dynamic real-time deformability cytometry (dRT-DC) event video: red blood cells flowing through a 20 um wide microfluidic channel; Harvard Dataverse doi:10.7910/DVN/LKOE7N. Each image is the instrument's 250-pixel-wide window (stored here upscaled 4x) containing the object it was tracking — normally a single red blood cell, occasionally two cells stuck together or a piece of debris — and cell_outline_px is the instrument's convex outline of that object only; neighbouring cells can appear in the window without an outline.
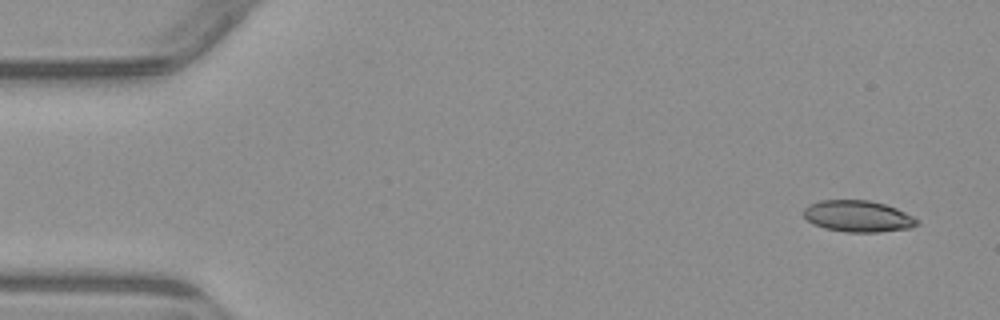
{"species": "common noctule bat (a hibernating species)", "species_latin": "Nyctalus noctula", "temperature_condition": "warm", "stored_images_in_passage": 5, "camera_frame_rate_fps": 3000, "um_per_image_px": 0.085, "animal": {"sex": "male", "body_mass_g": 23.1, "forearm_length_mm": 52.7}, "frame": {"image": 1, "passage_image": 1, "time_ms": 0.0, "image_size_px": [1000, 320], "cell_outline_px": [[920, 224], [912, 228], [876, 232], [844, 232], [824, 228], [812, 224], [804, 216], [804, 208], [808, 204], [820, 200], [868, 200], [884, 204], [896, 208], [920, 220]], "centroid_in_image_um": [72.93, 18.38], "position_along_channel_um": 12.1, "area_um2": 20.92}}
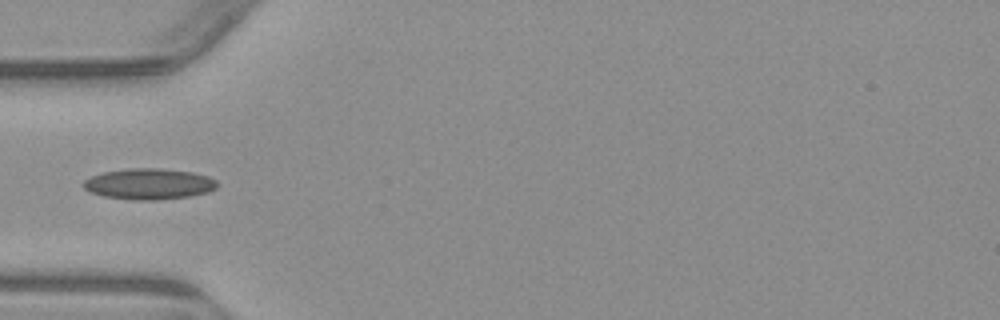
{"frame": {"image": 2, "passage_image": 4, "time_ms": 4.667, "image_size_px": [1000, 320], "cell_outline_px": [[216, 188], [208, 192], [192, 196], [156, 200], [136, 200], [104, 196], [88, 192], [80, 184], [84, 180], [92, 176], [104, 172], [128, 168], [160, 168], [192, 172], [208, 176], [216, 180]], "centroid_in_image_um": [12.64, 15.63], "position_along_channel_um": 72.4, "area_um2": 24.22}}
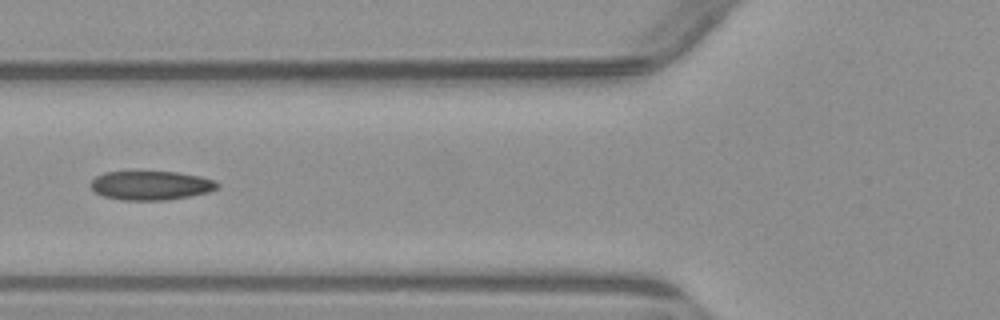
{"frame": {"image": 3, "passage_image": 5, "time_ms": 5.667, "image_size_px": [1000, 320], "cell_outline_px": [[220, 184], [216, 188], [208, 192], [168, 200], [120, 200], [104, 196], [96, 192], [88, 184], [96, 176], [104, 172], [176, 172], [200, 176], [212, 180]], "centroid_in_image_um": [12.79, 15.76], "position_along_channel_um": 113.0, "area_um2": 21.27}}